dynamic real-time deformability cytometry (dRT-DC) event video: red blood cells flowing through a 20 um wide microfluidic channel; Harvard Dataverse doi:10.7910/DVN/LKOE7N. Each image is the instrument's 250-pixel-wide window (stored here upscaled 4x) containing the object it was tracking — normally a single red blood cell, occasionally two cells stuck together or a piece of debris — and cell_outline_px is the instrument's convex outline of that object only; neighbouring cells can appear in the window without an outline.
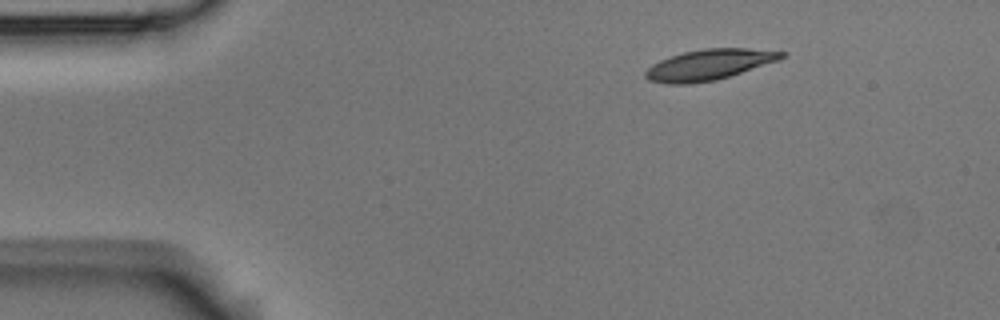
{"species": "Egyptian fruit bat (a non-hibernating species)", "species_latin": "Rousettus aegyptiacus", "temperature_condition": "room temperature", "stored_images_in_passage": 4, "camera_frame_rate_fps": 3000, "um_per_image_px": 0.085, "animal": {"sex": "male"}, "frame": {"image": 1, "passage_image": 1, "time_ms": 0.0, "image_size_px": [1000, 320], "cell_outline_px": [[788, 52], [780, 60], [716, 80], [688, 84], [668, 84], [648, 80], [644, 76], [644, 72], [652, 64], [660, 60], [684, 52], [704, 48], [748, 48]], "centroid_in_image_um": [60.27, 5.5], "position_along_channel_um": 24.7, "area_um2": 24.28}}
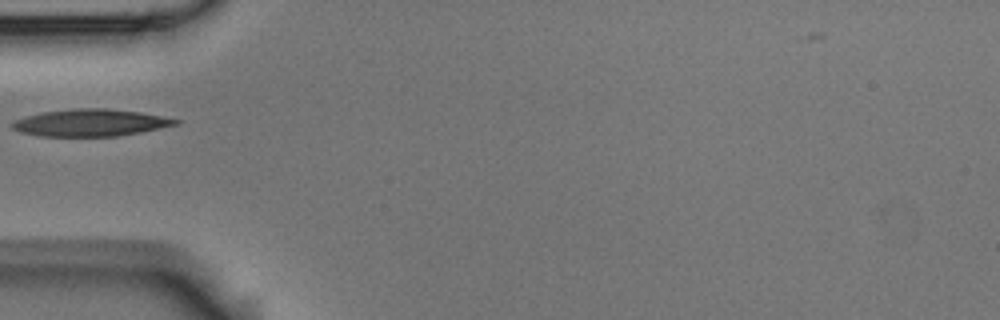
{"frame": {"image": 2, "passage_image": 4, "time_ms": 1.0, "image_size_px": [1000, 320], "cell_outline_px": [[180, 124], [140, 132], [116, 136], [40, 136], [20, 132], [12, 128], [12, 120], [24, 116], [44, 112], [72, 108], [104, 108], [140, 112], [180, 120]], "centroid_in_image_um": [7.66, 10.43], "position_along_channel_um": 77.3, "area_um2": 25.72}}